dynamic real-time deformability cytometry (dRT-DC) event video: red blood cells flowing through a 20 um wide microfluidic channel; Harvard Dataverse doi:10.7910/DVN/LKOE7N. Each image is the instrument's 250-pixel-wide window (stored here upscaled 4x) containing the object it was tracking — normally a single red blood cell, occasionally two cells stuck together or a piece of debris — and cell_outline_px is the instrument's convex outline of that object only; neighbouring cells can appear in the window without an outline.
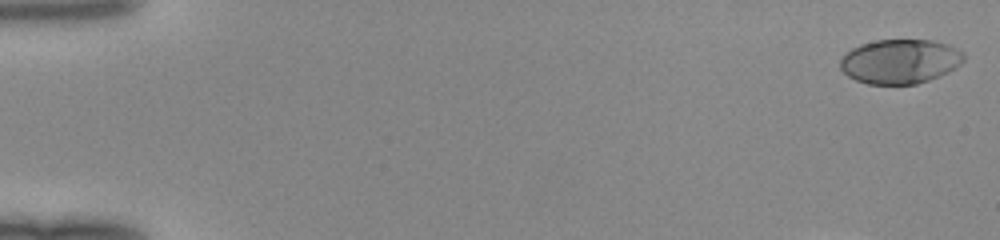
{"species": "human", "species_latin": "Homo sapiens", "temperature_condition": "room temperature", "stored_images_in_passage": 41, "camera_frame_rate_fps": 3000, "um_per_image_px": 0.085, "donor": {"sex": "female"}, "frame": {"image": 1, "passage_image": 1, "time_ms": 0.0, "image_size_px": [1000, 240], "cell_outline_px": [[964, 60], [956, 68], [940, 76], [916, 84], [868, 84], [856, 80], [848, 76], [840, 68], [840, 60], [852, 48], [860, 44], [876, 40], [932, 40], [948, 44], [964, 52]], "centroid_in_image_um": [76.52, 5.22], "position_along_channel_um": 8.5, "area_um2": 32.02}}